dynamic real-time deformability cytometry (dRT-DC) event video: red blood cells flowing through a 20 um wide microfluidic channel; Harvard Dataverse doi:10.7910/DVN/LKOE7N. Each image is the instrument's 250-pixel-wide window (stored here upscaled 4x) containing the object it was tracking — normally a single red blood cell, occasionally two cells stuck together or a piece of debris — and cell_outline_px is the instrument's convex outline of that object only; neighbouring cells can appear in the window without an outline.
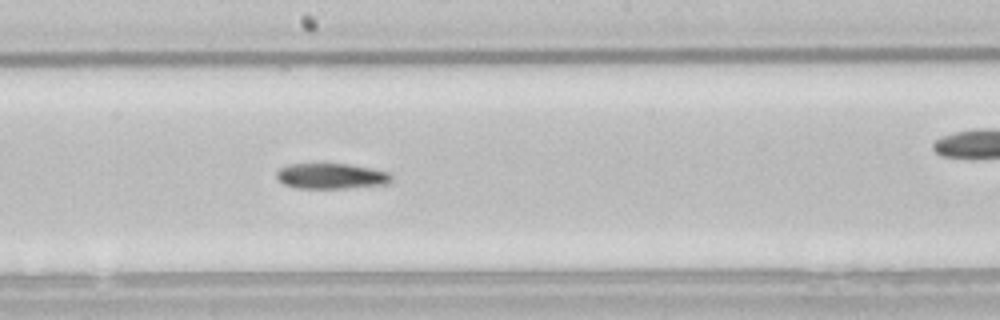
{"species": "common noctule bat (a hibernating species)", "species_latin": "Nyctalus noctula", "temperature_condition": "room temperature", "stored_images_in_passage": 45, "camera_frame_rate_fps": 3000, "um_per_image_px": 0.085, "animal": {"sex": "male", "body_mass_g": 21.5, "forearm_length_mm": 52.0}, "frame": {"image": 1, "passage_image": 20, "time_ms": 6.333, "image_size_px": [1000, 320], "cell_outline_px": [[392, 180], [388, 184], [344, 188], [292, 188], [284, 184], [276, 176], [276, 172], [280, 168], [288, 164], [348, 164], [372, 168], [388, 172], [392, 176]], "centroid_in_image_um": [28.15, 14.97], "position_along_channel_um": 220.0, "area_um2": 17.11}}